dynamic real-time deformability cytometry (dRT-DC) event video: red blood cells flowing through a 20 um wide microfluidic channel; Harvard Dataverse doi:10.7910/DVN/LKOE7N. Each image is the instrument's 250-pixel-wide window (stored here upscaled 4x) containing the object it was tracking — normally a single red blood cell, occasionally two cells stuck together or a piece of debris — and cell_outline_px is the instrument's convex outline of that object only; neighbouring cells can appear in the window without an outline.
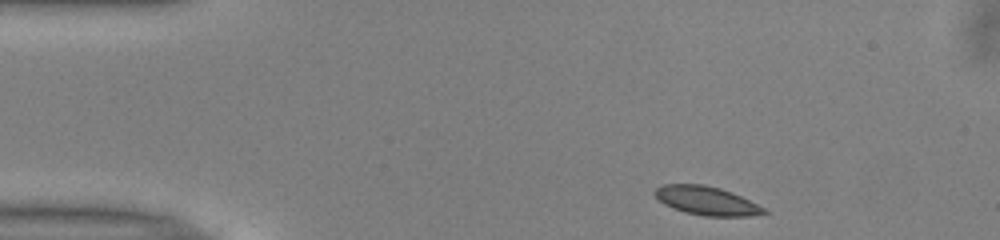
{"species": "common noctule bat (a hibernating species)", "species_latin": "Nyctalus noctula", "temperature_condition": "warm", "stored_images_in_passage": 44, "camera_frame_rate_fps": 3000, "um_per_image_px": 0.085, "animal": {"sex": "male", "body_mass_g": 13.0, "forearm_length_mm": 53.1}, "frame": {"image": 1, "passage_image": 1, "time_ms": 0.0, "image_size_px": [1000, 240], "cell_outline_px": [[768, 212], [752, 216], [704, 216], [684, 212], [672, 208], [664, 204], [652, 192], [660, 184], [704, 184], [720, 188], [732, 192], [764, 208]], "centroid_in_image_um": [60.01, 17.05], "position_along_channel_um": 25.0, "area_um2": 18.21}}
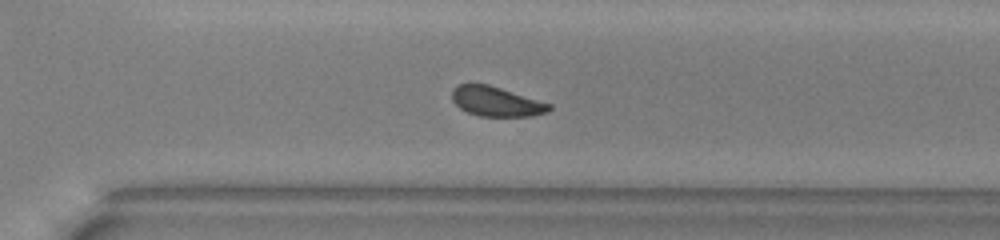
{"frame": {"image": 2, "passage_image": 29, "time_ms": 9.333, "image_size_px": [1000, 240], "cell_outline_px": [[552, 108], [548, 112], [532, 116], [480, 116], [468, 112], [460, 108], [452, 100], [452, 88], [460, 84], [488, 84], [552, 104]], "centroid_in_image_um": [42.19, 8.63], "position_along_channel_um": 328.4, "area_um2": 16.76}}
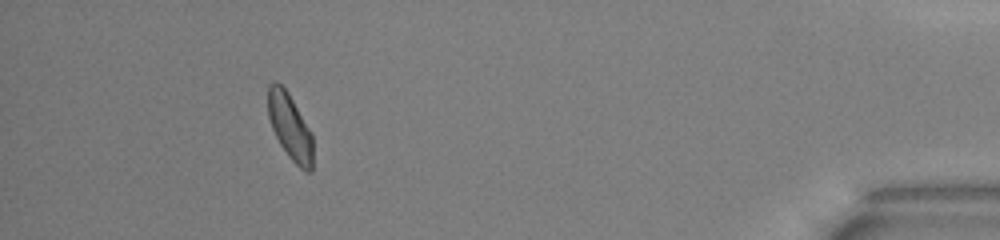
{"frame": {"image": 3, "passage_image": 40, "time_ms": 13.0, "image_size_px": [1000, 240], "cell_outline_px": [[312, 172], [304, 172], [288, 156], [280, 144], [272, 128], [268, 116], [268, 84], [276, 80], [288, 92], [312, 132]], "centroid_in_image_um": [24.65, 10.77], "position_along_channel_um": 410.6, "area_um2": 17.34}, "authors_computed_cell_mechanics": {"area_um2": 17.7735, "velocity_mm_per_s": 3.9874, "shape_relaxation_time_tau1_ms": 1.927, "shape_relaxation_time_tau2_ms": null, "deformation_change_tau1": 0.0978, "deformation_change_tau2": null}}